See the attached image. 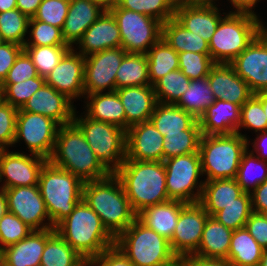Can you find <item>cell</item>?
I'll return each mask as SVG.
<instances>
[{"instance_id": "obj_56", "label": "cell", "mask_w": 267, "mask_h": 266, "mask_svg": "<svg viewBox=\"0 0 267 266\" xmlns=\"http://www.w3.org/2000/svg\"><path fill=\"white\" fill-rule=\"evenodd\" d=\"M245 228L262 248H267V220L262 213L252 212Z\"/></svg>"}, {"instance_id": "obj_47", "label": "cell", "mask_w": 267, "mask_h": 266, "mask_svg": "<svg viewBox=\"0 0 267 266\" xmlns=\"http://www.w3.org/2000/svg\"><path fill=\"white\" fill-rule=\"evenodd\" d=\"M29 36L24 46H60L67 45L62 37V30L51 24L36 19L29 21Z\"/></svg>"}, {"instance_id": "obj_58", "label": "cell", "mask_w": 267, "mask_h": 266, "mask_svg": "<svg viewBox=\"0 0 267 266\" xmlns=\"http://www.w3.org/2000/svg\"><path fill=\"white\" fill-rule=\"evenodd\" d=\"M180 262L184 266H231L227 260L224 259H207L188 255L180 258Z\"/></svg>"}, {"instance_id": "obj_20", "label": "cell", "mask_w": 267, "mask_h": 266, "mask_svg": "<svg viewBox=\"0 0 267 266\" xmlns=\"http://www.w3.org/2000/svg\"><path fill=\"white\" fill-rule=\"evenodd\" d=\"M64 94L46 83L38 89L21 108L51 118L59 126L73 122L75 106Z\"/></svg>"}, {"instance_id": "obj_25", "label": "cell", "mask_w": 267, "mask_h": 266, "mask_svg": "<svg viewBox=\"0 0 267 266\" xmlns=\"http://www.w3.org/2000/svg\"><path fill=\"white\" fill-rule=\"evenodd\" d=\"M126 115V131L133 125L150 120L158 103L153 86H132L115 90Z\"/></svg>"}, {"instance_id": "obj_40", "label": "cell", "mask_w": 267, "mask_h": 266, "mask_svg": "<svg viewBox=\"0 0 267 266\" xmlns=\"http://www.w3.org/2000/svg\"><path fill=\"white\" fill-rule=\"evenodd\" d=\"M249 145L251 144H249L248 140V148L242 155L235 179L244 192L252 193L258 185L267 180V161L258 158L252 153L249 150Z\"/></svg>"}, {"instance_id": "obj_11", "label": "cell", "mask_w": 267, "mask_h": 266, "mask_svg": "<svg viewBox=\"0 0 267 266\" xmlns=\"http://www.w3.org/2000/svg\"><path fill=\"white\" fill-rule=\"evenodd\" d=\"M109 11L117 21L121 47L127 53L146 54L161 39L162 23L159 20L118 5Z\"/></svg>"}, {"instance_id": "obj_22", "label": "cell", "mask_w": 267, "mask_h": 266, "mask_svg": "<svg viewBox=\"0 0 267 266\" xmlns=\"http://www.w3.org/2000/svg\"><path fill=\"white\" fill-rule=\"evenodd\" d=\"M76 45H79L77 53L84 57L106 49L121 47L120 30L113 14L105 10L83 33Z\"/></svg>"}, {"instance_id": "obj_54", "label": "cell", "mask_w": 267, "mask_h": 266, "mask_svg": "<svg viewBox=\"0 0 267 266\" xmlns=\"http://www.w3.org/2000/svg\"><path fill=\"white\" fill-rule=\"evenodd\" d=\"M23 51V46L11 42L0 45V84L6 78L9 69L14 65L16 58Z\"/></svg>"}, {"instance_id": "obj_48", "label": "cell", "mask_w": 267, "mask_h": 266, "mask_svg": "<svg viewBox=\"0 0 267 266\" xmlns=\"http://www.w3.org/2000/svg\"><path fill=\"white\" fill-rule=\"evenodd\" d=\"M179 55V69L190 80L205 78L209 75L212 66L215 64L210 54L183 52Z\"/></svg>"}, {"instance_id": "obj_52", "label": "cell", "mask_w": 267, "mask_h": 266, "mask_svg": "<svg viewBox=\"0 0 267 266\" xmlns=\"http://www.w3.org/2000/svg\"><path fill=\"white\" fill-rule=\"evenodd\" d=\"M18 109L0 99V149L14 145Z\"/></svg>"}, {"instance_id": "obj_68", "label": "cell", "mask_w": 267, "mask_h": 266, "mask_svg": "<svg viewBox=\"0 0 267 266\" xmlns=\"http://www.w3.org/2000/svg\"><path fill=\"white\" fill-rule=\"evenodd\" d=\"M79 266H92L89 259H85Z\"/></svg>"}, {"instance_id": "obj_37", "label": "cell", "mask_w": 267, "mask_h": 266, "mask_svg": "<svg viewBox=\"0 0 267 266\" xmlns=\"http://www.w3.org/2000/svg\"><path fill=\"white\" fill-rule=\"evenodd\" d=\"M215 100L209 81L205 77L191 80L189 87L175 105L198 120Z\"/></svg>"}, {"instance_id": "obj_46", "label": "cell", "mask_w": 267, "mask_h": 266, "mask_svg": "<svg viewBox=\"0 0 267 266\" xmlns=\"http://www.w3.org/2000/svg\"><path fill=\"white\" fill-rule=\"evenodd\" d=\"M45 83V78L41 76L19 83H2L1 99L11 106L21 109L26 101Z\"/></svg>"}, {"instance_id": "obj_49", "label": "cell", "mask_w": 267, "mask_h": 266, "mask_svg": "<svg viewBox=\"0 0 267 266\" xmlns=\"http://www.w3.org/2000/svg\"><path fill=\"white\" fill-rule=\"evenodd\" d=\"M243 129H251L256 133L267 131L266 114L262 102L253 94L242 106L238 133Z\"/></svg>"}, {"instance_id": "obj_33", "label": "cell", "mask_w": 267, "mask_h": 266, "mask_svg": "<svg viewBox=\"0 0 267 266\" xmlns=\"http://www.w3.org/2000/svg\"><path fill=\"white\" fill-rule=\"evenodd\" d=\"M264 248L245 227L233 231L227 261L231 266H259Z\"/></svg>"}, {"instance_id": "obj_32", "label": "cell", "mask_w": 267, "mask_h": 266, "mask_svg": "<svg viewBox=\"0 0 267 266\" xmlns=\"http://www.w3.org/2000/svg\"><path fill=\"white\" fill-rule=\"evenodd\" d=\"M177 53L196 52L210 54L209 43L188 31L174 17L162 24V37Z\"/></svg>"}, {"instance_id": "obj_27", "label": "cell", "mask_w": 267, "mask_h": 266, "mask_svg": "<svg viewBox=\"0 0 267 266\" xmlns=\"http://www.w3.org/2000/svg\"><path fill=\"white\" fill-rule=\"evenodd\" d=\"M240 113L239 105L215 100L198 119L202 135L238 133Z\"/></svg>"}, {"instance_id": "obj_72", "label": "cell", "mask_w": 267, "mask_h": 266, "mask_svg": "<svg viewBox=\"0 0 267 266\" xmlns=\"http://www.w3.org/2000/svg\"><path fill=\"white\" fill-rule=\"evenodd\" d=\"M174 266H184L180 261L177 263V264H175Z\"/></svg>"}, {"instance_id": "obj_2", "label": "cell", "mask_w": 267, "mask_h": 266, "mask_svg": "<svg viewBox=\"0 0 267 266\" xmlns=\"http://www.w3.org/2000/svg\"><path fill=\"white\" fill-rule=\"evenodd\" d=\"M134 212L166 202V170L163 161H137L125 159L114 172Z\"/></svg>"}, {"instance_id": "obj_4", "label": "cell", "mask_w": 267, "mask_h": 266, "mask_svg": "<svg viewBox=\"0 0 267 266\" xmlns=\"http://www.w3.org/2000/svg\"><path fill=\"white\" fill-rule=\"evenodd\" d=\"M55 231L84 259L91 260L115 245L98 214L83 199L55 226Z\"/></svg>"}, {"instance_id": "obj_5", "label": "cell", "mask_w": 267, "mask_h": 266, "mask_svg": "<svg viewBox=\"0 0 267 266\" xmlns=\"http://www.w3.org/2000/svg\"><path fill=\"white\" fill-rule=\"evenodd\" d=\"M115 246L134 266H174L180 261L170 241L138 218L115 239Z\"/></svg>"}, {"instance_id": "obj_1", "label": "cell", "mask_w": 267, "mask_h": 266, "mask_svg": "<svg viewBox=\"0 0 267 266\" xmlns=\"http://www.w3.org/2000/svg\"><path fill=\"white\" fill-rule=\"evenodd\" d=\"M82 199L98 214L104 228L114 239L137 218L114 173L101 180L85 182Z\"/></svg>"}, {"instance_id": "obj_19", "label": "cell", "mask_w": 267, "mask_h": 266, "mask_svg": "<svg viewBox=\"0 0 267 266\" xmlns=\"http://www.w3.org/2000/svg\"><path fill=\"white\" fill-rule=\"evenodd\" d=\"M164 136L149 120L126 131V159L163 161Z\"/></svg>"}, {"instance_id": "obj_42", "label": "cell", "mask_w": 267, "mask_h": 266, "mask_svg": "<svg viewBox=\"0 0 267 266\" xmlns=\"http://www.w3.org/2000/svg\"><path fill=\"white\" fill-rule=\"evenodd\" d=\"M30 18L19 9H12L0 13V35L4 42H11L20 46L26 43Z\"/></svg>"}, {"instance_id": "obj_9", "label": "cell", "mask_w": 267, "mask_h": 266, "mask_svg": "<svg viewBox=\"0 0 267 266\" xmlns=\"http://www.w3.org/2000/svg\"><path fill=\"white\" fill-rule=\"evenodd\" d=\"M73 122L80 128L86 141L101 164L114 173L126 159V131L116 125L77 115Z\"/></svg>"}, {"instance_id": "obj_12", "label": "cell", "mask_w": 267, "mask_h": 266, "mask_svg": "<svg viewBox=\"0 0 267 266\" xmlns=\"http://www.w3.org/2000/svg\"><path fill=\"white\" fill-rule=\"evenodd\" d=\"M59 125L44 115L18 109L14 145L24 140L30 153L51 157Z\"/></svg>"}, {"instance_id": "obj_28", "label": "cell", "mask_w": 267, "mask_h": 266, "mask_svg": "<svg viewBox=\"0 0 267 266\" xmlns=\"http://www.w3.org/2000/svg\"><path fill=\"white\" fill-rule=\"evenodd\" d=\"M187 203L179 200H168L144 208L137 218L148 228L170 240L175 231L180 211Z\"/></svg>"}, {"instance_id": "obj_55", "label": "cell", "mask_w": 267, "mask_h": 266, "mask_svg": "<svg viewBox=\"0 0 267 266\" xmlns=\"http://www.w3.org/2000/svg\"><path fill=\"white\" fill-rule=\"evenodd\" d=\"M92 266H134L115 245L90 260Z\"/></svg>"}, {"instance_id": "obj_43", "label": "cell", "mask_w": 267, "mask_h": 266, "mask_svg": "<svg viewBox=\"0 0 267 266\" xmlns=\"http://www.w3.org/2000/svg\"><path fill=\"white\" fill-rule=\"evenodd\" d=\"M71 49L69 45L24 46L23 50L32 59L39 76L46 77Z\"/></svg>"}, {"instance_id": "obj_14", "label": "cell", "mask_w": 267, "mask_h": 266, "mask_svg": "<svg viewBox=\"0 0 267 266\" xmlns=\"http://www.w3.org/2000/svg\"><path fill=\"white\" fill-rule=\"evenodd\" d=\"M0 149V189L38 185L39 174L48 161L36 154Z\"/></svg>"}, {"instance_id": "obj_45", "label": "cell", "mask_w": 267, "mask_h": 266, "mask_svg": "<svg viewBox=\"0 0 267 266\" xmlns=\"http://www.w3.org/2000/svg\"><path fill=\"white\" fill-rule=\"evenodd\" d=\"M252 212L251 194L244 192L239 197V202L225 206L224 209L217 211L212 217L225 227L235 231L245 227L246 221Z\"/></svg>"}, {"instance_id": "obj_16", "label": "cell", "mask_w": 267, "mask_h": 266, "mask_svg": "<svg viewBox=\"0 0 267 266\" xmlns=\"http://www.w3.org/2000/svg\"><path fill=\"white\" fill-rule=\"evenodd\" d=\"M209 216L199 202L187 203L182 208L175 231L169 240L172 251L179 259L192 255L198 249Z\"/></svg>"}, {"instance_id": "obj_60", "label": "cell", "mask_w": 267, "mask_h": 266, "mask_svg": "<svg viewBox=\"0 0 267 266\" xmlns=\"http://www.w3.org/2000/svg\"><path fill=\"white\" fill-rule=\"evenodd\" d=\"M42 0H16L17 9L29 18H33Z\"/></svg>"}, {"instance_id": "obj_67", "label": "cell", "mask_w": 267, "mask_h": 266, "mask_svg": "<svg viewBox=\"0 0 267 266\" xmlns=\"http://www.w3.org/2000/svg\"><path fill=\"white\" fill-rule=\"evenodd\" d=\"M259 266H267V248L263 250Z\"/></svg>"}, {"instance_id": "obj_38", "label": "cell", "mask_w": 267, "mask_h": 266, "mask_svg": "<svg viewBox=\"0 0 267 266\" xmlns=\"http://www.w3.org/2000/svg\"><path fill=\"white\" fill-rule=\"evenodd\" d=\"M85 259L57 232L45 244L40 266H79Z\"/></svg>"}, {"instance_id": "obj_41", "label": "cell", "mask_w": 267, "mask_h": 266, "mask_svg": "<svg viewBox=\"0 0 267 266\" xmlns=\"http://www.w3.org/2000/svg\"><path fill=\"white\" fill-rule=\"evenodd\" d=\"M190 83L191 80L180 69L170 71L153 85L157 102L175 105Z\"/></svg>"}, {"instance_id": "obj_36", "label": "cell", "mask_w": 267, "mask_h": 266, "mask_svg": "<svg viewBox=\"0 0 267 266\" xmlns=\"http://www.w3.org/2000/svg\"><path fill=\"white\" fill-rule=\"evenodd\" d=\"M148 59L149 81L153 86L170 71L179 69V55L162 38L146 53Z\"/></svg>"}, {"instance_id": "obj_30", "label": "cell", "mask_w": 267, "mask_h": 266, "mask_svg": "<svg viewBox=\"0 0 267 266\" xmlns=\"http://www.w3.org/2000/svg\"><path fill=\"white\" fill-rule=\"evenodd\" d=\"M233 231L209 216L198 249L192 254L207 259L227 260Z\"/></svg>"}, {"instance_id": "obj_10", "label": "cell", "mask_w": 267, "mask_h": 266, "mask_svg": "<svg viewBox=\"0 0 267 266\" xmlns=\"http://www.w3.org/2000/svg\"><path fill=\"white\" fill-rule=\"evenodd\" d=\"M163 163L169 199L184 203L199 202L205 182H198L202 175L199 152L171 157L163 160Z\"/></svg>"}, {"instance_id": "obj_69", "label": "cell", "mask_w": 267, "mask_h": 266, "mask_svg": "<svg viewBox=\"0 0 267 266\" xmlns=\"http://www.w3.org/2000/svg\"><path fill=\"white\" fill-rule=\"evenodd\" d=\"M261 33L267 35V27L263 25V22H261Z\"/></svg>"}, {"instance_id": "obj_61", "label": "cell", "mask_w": 267, "mask_h": 266, "mask_svg": "<svg viewBox=\"0 0 267 266\" xmlns=\"http://www.w3.org/2000/svg\"><path fill=\"white\" fill-rule=\"evenodd\" d=\"M231 2V5L234 6L233 9L235 8V11H230V12H235V13H248L252 15H256L254 10H252L257 2L259 0H229Z\"/></svg>"}, {"instance_id": "obj_53", "label": "cell", "mask_w": 267, "mask_h": 266, "mask_svg": "<svg viewBox=\"0 0 267 266\" xmlns=\"http://www.w3.org/2000/svg\"><path fill=\"white\" fill-rule=\"evenodd\" d=\"M39 74L32 59L23 50L9 69L3 83H19L27 79L38 77Z\"/></svg>"}, {"instance_id": "obj_71", "label": "cell", "mask_w": 267, "mask_h": 266, "mask_svg": "<svg viewBox=\"0 0 267 266\" xmlns=\"http://www.w3.org/2000/svg\"><path fill=\"white\" fill-rule=\"evenodd\" d=\"M262 215L265 217V219L267 220V210L262 212Z\"/></svg>"}, {"instance_id": "obj_35", "label": "cell", "mask_w": 267, "mask_h": 266, "mask_svg": "<svg viewBox=\"0 0 267 266\" xmlns=\"http://www.w3.org/2000/svg\"><path fill=\"white\" fill-rule=\"evenodd\" d=\"M150 85L146 54L126 53L116 74V89Z\"/></svg>"}, {"instance_id": "obj_50", "label": "cell", "mask_w": 267, "mask_h": 266, "mask_svg": "<svg viewBox=\"0 0 267 266\" xmlns=\"http://www.w3.org/2000/svg\"><path fill=\"white\" fill-rule=\"evenodd\" d=\"M33 231L19 217L11 212L5 213L0 219V249L23 240Z\"/></svg>"}, {"instance_id": "obj_24", "label": "cell", "mask_w": 267, "mask_h": 266, "mask_svg": "<svg viewBox=\"0 0 267 266\" xmlns=\"http://www.w3.org/2000/svg\"><path fill=\"white\" fill-rule=\"evenodd\" d=\"M55 232V228L33 230L23 240L2 249L6 266H40L46 241Z\"/></svg>"}, {"instance_id": "obj_26", "label": "cell", "mask_w": 267, "mask_h": 266, "mask_svg": "<svg viewBox=\"0 0 267 266\" xmlns=\"http://www.w3.org/2000/svg\"><path fill=\"white\" fill-rule=\"evenodd\" d=\"M105 10L92 0H70L68 14L62 28V37L67 45H74L83 33L102 15Z\"/></svg>"}, {"instance_id": "obj_8", "label": "cell", "mask_w": 267, "mask_h": 266, "mask_svg": "<svg viewBox=\"0 0 267 266\" xmlns=\"http://www.w3.org/2000/svg\"><path fill=\"white\" fill-rule=\"evenodd\" d=\"M83 184L77 176L52 165L49 161L42 167L38 187L54 228L71 214L82 199Z\"/></svg>"}, {"instance_id": "obj_6", "label": "cell", "mask_w": 267, "mask_h": 266, "mask_svg": "<svg viewBox=\"0 0 267 266\" xmlns=\"http://www.w3.org/2000/svg\"><path fill=\"white\" fill-rule=\"evenodd\" d=\"M248 148L246 134L202 135L199 145L204 181L236 178L243 153Z\"/></svg>"}, {"instance_id": "obj_18", "label": "cell", "mask_w": 267, "mask_h": 266, "mask_svg": "<svg viewBox=\"0 0 267 266\" xmlns=\"http://www.w3.org/2000/svg\"><path fill=\"white\" fill-rule=\"evenodd\" d=\"M84 66L85 57L77 53L75 48H71L45 77V82L71 101L83 98Z\"/></svg>"}, {"instance_id": "obj_65", "label": "cell", "mask_w": 267, "mask_h": 266, "mask_svg": "<svg viewBox=\"0 0 267 266\" xmlns=\"http://www.w3.org/2000/svg\"><path fill=\"white\" fill-rule=\"evenodd\" d=\"M99 4L104 10H110L118 5L119 0H92Z\"/></svg>"}, {"instance_id": "obj_29", "label": "cell", "mask_w": 267, "mask_h": 266, "mask_svg": "<svg viewBox=\"0 0 267 266\" xmlns=\"http://www.w3.org/2000/svg\"><path fill=\"white\" fill-rule=\"evenodd\" d=\"M86 115L94 120L116 125L126 131V115L116 91L86 95Z\"/></svg>"}, {"instance_id": "obj_23", "label": "cell", "mask_w": 267, "mask_h": 266, "mask_svg": "<svg viewBox=\"0 0 267 266\" xmlns=\"http://www.w3.org/2000/svg\"><path fill=\"white\" fill-rule=\"evenodd\" d=\"M217 6L176 3L174 18L209 43L223 16Z\"/></svg>"}, {"instance_id": "obj_34", "label": "cell", "mask_w": 267, "mask_h": 266, "mask_svg": "<svg viewBox=\"0 0 267 266\" xmlns=\"http://www.w3.org/2000/svg\"><path fill=\"white\" fill-rule=\"evenodd\" d=\"M150 121L164 136L165 134L181 133L183 130H188L197 119L174 104L157 103Z\"/></svg>"}, {"instance_id": "obj_13", "label": "cell", "mask_w": 267, "mask_h": 266, "mask_svg": "<svg viewBox=\"0 0 267 266\" xmlns=\"http://www.w3.org/2000/svg\"><path fill=\"white\" fill-rule=\"evenodd\" d=\"M127 52L123 47L110 48L85 57L84 93L114 92L116 74Z\"/></svg>"}, {"instance_id": "obj_31", "label": "cell", "mask_w": 267, "mask_h": 266, "mask_svg": "<svg viewBox=\"0 0 267 266\" xmlns=\"http://www.w3.org/2000/svg\"><path fill=\"white\" fill-rule=\"evenodd\" d=\"M244 193L235 178L205 181L199 203L213 216L217 211L234 202Z\"/></svg>"}, {"instance_id": "obj_17", "label": "cell", "mask_w": 267, "mask_h": 266, "mask_svg": "<svg viewBox=\"0 0 267 266\" xmlns=\"http://www.w3.org/2000/svg\"><path fill=\"white\" fill-rule=\"evenodd\" d=\"M230 64L253 94L267 92V35L260 33Z\"/></svg>"}, {"instance_id": "obj_39", "label": "cell", "mask_w": 267, "mask_h": 266, "mask_svg": "<svg viewBox=\"0 0 267 266\" xmlns=\"http://www.w3.org/2000/svg\"><path fill=\"white\" fill-rule=\"evenodd\" d=\"M202 137L197 120L188 130L181 133L165 134L163 141V160L171 157L199 152Z\"/></svg>"}, {"instance_id": "obj_63", "label": "cell", "mask_w": 267, "mask_h": 266, "mask_svg": "<svg viewBox=\"0 0 267 266\" xmlns=\"http://www.w3.org/2000/svg\"><path fill=\"white\" fill-rule=\"evenodd\" d=\"M7 212H8V204L5 191L3 189H0V219Z\"/></svg>"}, {"instance_id": "obj_3", "label": "cell", "mask_w": 267, "mask_h": 266, "mask_svg": "<svg viewBox=\"0 0 267 266\" xmlns=\"http://www.w3.org/2000/svg\"><path fill=\"white\" fill-rule=\"evenodd\" d=\"M48 161L77 176L83 183L101 180L111 174L97 159L74 122L59 126L54 150Z\"/></svg>"}, {"instance_id": "obj_15", "label": "cell", "mask_w": 267, "mask_h": 266, "mask_svg": "<svg viewBox=\"0 0 267 266\" xmlns=\"http://www.w3.org/2000/svg\"><path fill=\"white\" fill-rule=\"evenodd\" d=\"M4 191L7 198L8 212L19 217L33 230L54 228L38 185L11 187L4 189Z\"/></svg>"}, {"instance_id": "obj_70", "label": "cell", "mask_w": 267, "mask_h": 266, "mask_svg": "<svg viewBox=\"0 0 267 266\" xmlns=\"http://www.w3.org/2000/svg\"><path fill=\"white\" fill-rule=\"evenodd\" d=\"M0 266H6L2 256L0 257Z\"/></svg>"}, {"instance_id": "obj_7", "label": "cell", "mask_w": 267, "mask_h": 266, "mask_svg": "<svg viewBox=\"0 0 267 266\" xmlns=\"http://www.w3.org/2000/svg\"><path fill=\"white\" fill-rule=\"evenodd\" d=\"M218 27L209 41L214 63L230 64L261 33L259 17L248 13H222Z\"/></svg>"}, {"instance_id": "obj_57", "label": "cell", "mask_w": 267, "mask_h": 266, "mask_svg": "<svg viewBox=\"0 0 267 266\" xmlns=\"http://www.w3.org/2000/svg\"><path fill=\"white\" fill-rule=\"evenodd\" d=\"M252 202V211L262 213L267 210V180L258 185L256 189L250 193Z\"/></svg>"}, {"instance_id": "obj_59", "label": "cell", "mask_w": 267, "mask_h": 266, "mask_svg": "<svg viewBox=\"0 0 267 266\" xmlns=\"http://www.w3.org/2000/svg\"><path fill=\"white\" fill-rule=\"evenodd\" d=\"M256 135V139L252 142L253 149L251 152L255 153L258 158L267 161V131L260 132Z\"/></svg>"}, {"instance_id": "obj_66", "label": "cell", "mask_w": 267, "mask_h": 266, "mask_svg": "<svg viewBox=\"0 0 267 266\" xmlns=\"http://www.w3.org/2000/svg\"><path fill=\"white\" fill-rule=\"evenodd\" d=\"M254 95L262 102V107L266 114V120H267V92L257 93Z\"/></svg>"}, {"instance_id": "obj_64", "label": "cell", "mask_w": 267, "mask_h": 266, "mask_svg": "<svg viewBox=\"0 0 267 266\" xmlns=\"http://www.w3.org/2000/svg\"><path fill=\"white\" fill-rule=\"evenodd\" d=\"M16 8V0H0V13Z\"/></svg>"}, {"instance_id": "obj_21", "label": "cell", "mask_w": 267, "mask_h": 266, "mask_svg": "<svg viewBox=\"0 0 267 266\" xmlns=\"http://www.w3.org/2000/svg\"><path fill=\"white\" fill-rule=\"evenodd\" d=\"M207 79L216 100L241 107L253 95L248 84L236 74L231 64L215 63Z\"/></svg>"}, {"instance_id": "obj_44", "label": "cell", "mask_w": 267, "mask_h": 266, "mask_svg": "<svg viewBox=\"0 0 267 266\" xmlns=\"http://www.w3.org/2000/svg\"><path fill=\"white\" fill-rule=\"evenodd\" d=\"M118 6L145 14L163 24L174 17L176 0H119Z\"/></svg>"}, {"instance_id": "obj_62", "label": "cell", "mask_w": 267, "mask_h": 266, "mask_svg": "<svg viewBox=\"0 0 267 266\" xmlns=\"http://www.w3.org/2000/svg\"><path fill=\"white\" fill-rule=\"evenodd\" d=\"M216 0H176V3L190 5H216Z\"/></svg>"}, {"instance_id": "obj_51", "label": "cell", "mask_w": 267, "mask_h": 266, "mask_svg": "<svg viewBox=\"0 0 267 266\" xmlns=\"http://www.w3.org/2000/svg\"><path fill=\"white\" fill-rule=\"evenodd\" d=\"M70 0H42L33 18L62 30Z\"/></svg>"}, {"instance_id": "obj_73", "label": "cell", "mask_w": 267, "mask_h": 266, "mask_svg": "<svg viewBox=\"0 0 267 266\" xmlns=\"http://www.w3.org/2000/svg\"><path fill=\"white\" fill-rule=\"evenodd\" d=\"M4 41L2 40V37L0 35V45L3 43Z\"/></svg>"}]
</instances>
